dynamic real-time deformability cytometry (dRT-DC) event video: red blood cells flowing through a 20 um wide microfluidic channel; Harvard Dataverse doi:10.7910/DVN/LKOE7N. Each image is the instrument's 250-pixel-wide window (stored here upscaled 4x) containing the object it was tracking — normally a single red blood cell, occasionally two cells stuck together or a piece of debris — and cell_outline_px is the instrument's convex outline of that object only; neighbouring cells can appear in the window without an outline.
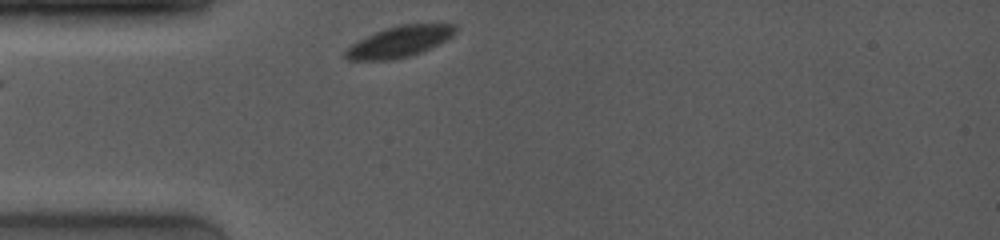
{"species": "common noctule bat (a hibernating species)", "species_latin": "Nyctalus noctula", "temperature_condition": "room temperature", "stored_images_in_passage": 2, "segment_of_instrument_passage": [2, 2], "camera_frame_rate_fps": 4000, "um_per_image_px": 0.085, "animal": {"sex": "female", "body_mass_g": 19.0, "forearm_length_mm": 53.3}, "frame": {"image": 1, "passage_image": 2, "time_ms": 1.0, "image_size_px": [1000, 240], "cell_outline_px": [[456, 32], [452, 36], [420, 52], [396, 60], [348, 60], [344, 56], [344, 52], [352, 44], [384, 28], [400, 24], [456, 24]], "centroid_in_image_um": [33.93, 3.54], "position_along_channel_um": 51.1, "area_um2": 19.54}}